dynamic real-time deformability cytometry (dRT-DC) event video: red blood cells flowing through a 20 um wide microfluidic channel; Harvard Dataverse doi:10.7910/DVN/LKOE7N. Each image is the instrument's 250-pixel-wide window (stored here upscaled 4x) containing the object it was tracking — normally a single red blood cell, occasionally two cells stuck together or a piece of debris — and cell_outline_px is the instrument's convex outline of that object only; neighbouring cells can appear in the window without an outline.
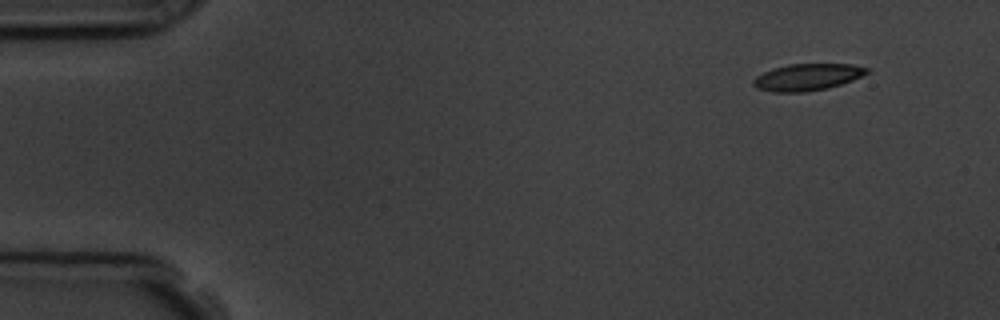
{"species": "common noctule bat (a hibernating species)", "species_latin": "Nyctalus noctula", "temperature_condition": "room temperature", "stored_images_in_passage": 4, "camera_frame_rate_fps": 3000, "um_per_image_px": 0.085, "animal": {"sex": "male", "body_mass_g": 19.5, "forearm_length_mm": 54.6}, "frame": {"image": 1, "passage_image": 1, "time_ms": 0.0, "image_size_px": [1000, 320], "cell_outline_px": [[872, 72], [852, 80], [828, 88], [804, 92], [772, 92], [756, 88], [752, 84], [752, 80], [756, 76], [772, 68], [788, 64], [852, 64], [872, 68]], "centroid_in_image_um": [68.65, 6.55], "position_along_channel_um": 16.4, "area_um2": 17.98}}